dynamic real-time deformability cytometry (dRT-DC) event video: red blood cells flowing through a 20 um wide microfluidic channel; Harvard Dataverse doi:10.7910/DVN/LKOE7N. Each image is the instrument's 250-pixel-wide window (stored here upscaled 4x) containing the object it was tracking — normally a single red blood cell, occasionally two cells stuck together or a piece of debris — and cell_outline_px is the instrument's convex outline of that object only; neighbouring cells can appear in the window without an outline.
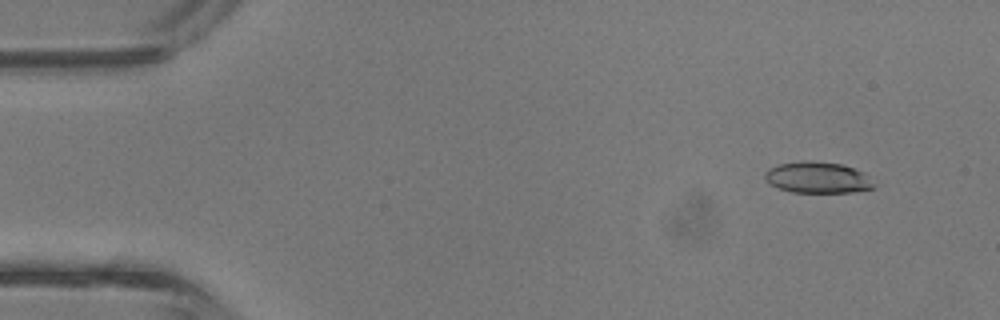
{"species": "common noctule bat (a hibernating species)", "species_latin": "Nyctalus noctula", "temperature_condition": "room temperature", "stored_images_in_passage": 4, "camera_frame_rate_fps": 3000, "um_per_image_px": 0.085, "animal": {"sex": "male", "body_mass_g": 13.3}, "frame": {"image": 1, "passage_image": 1, "time_ms": 0.0, "image_size_px": [1000, 320], "cell_outline_px": [[876, 188], [852, 192], [792, 192], [768, 184], [764, 176], [764, 172], [768, 168], [780, 164], [800, 160], [812, 160], [840, 164], [864, 172], [876, 184]], "centroid_in_image_um": [69.5, 15.08], "position_along_channel_um": 15.5, "area_um2": 20.06}}